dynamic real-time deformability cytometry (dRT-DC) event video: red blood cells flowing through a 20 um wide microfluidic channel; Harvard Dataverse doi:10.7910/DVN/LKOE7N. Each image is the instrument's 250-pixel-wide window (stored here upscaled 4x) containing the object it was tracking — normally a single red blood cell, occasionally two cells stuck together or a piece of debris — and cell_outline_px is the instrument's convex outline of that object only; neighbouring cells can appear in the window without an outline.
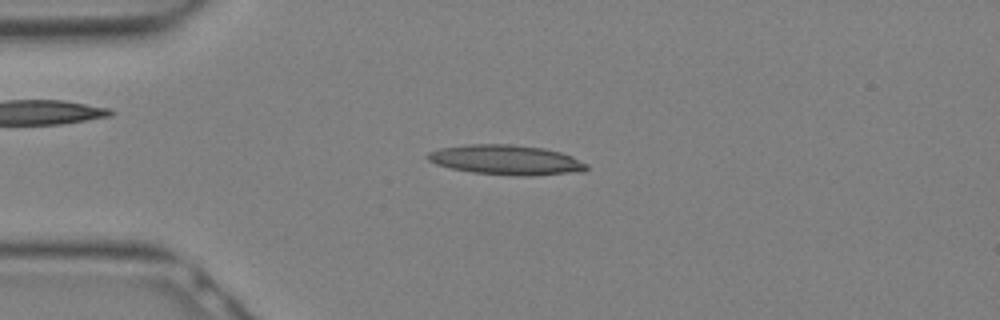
{"species": "Egyptian fruit bat (a non-hibernating species)", "species_latin": "Rousettus aegyptiacus", "temperature_condition": "warm", "stored_images_in_passage": 8, "camera_frame_rate_fps": 3000, "um_per_image_px": 0.085, "animal": {"sex": "female"}, "frame": {"image": 1, "passage_image": 1, "time_ms": 0.0, "image_size_px": [1000, 320], "cell_outline_px": [[588, 168], [584, 172], [532, 176], [524, 176], [472, 172], [452, 168], [436, 164], [428, 160], [424, 156], [428, 152], [440, 148], [464, 144], [512, 144], [544, 148], [560, 152], [572, 156], [588, 164]], "centroid_in_image_um": [43.05, 13.59], "position_along_channel_um": 42.0, "area_um2": 27.86}}
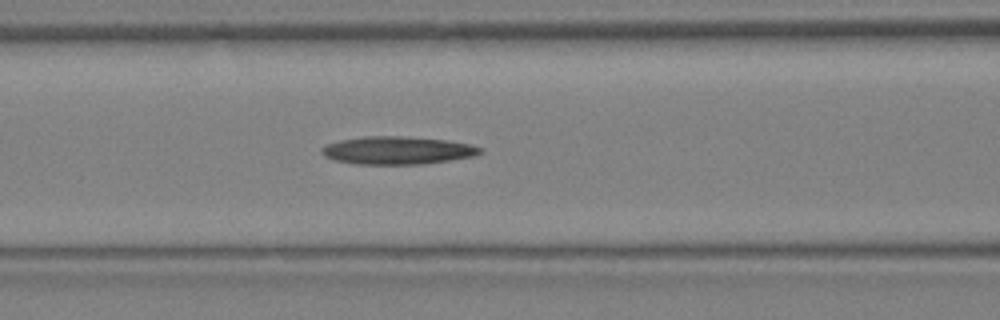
{"frame": {"image": 2, "passage_image": 6, "time_ms": 1.667, "image_size_px": [1000, 320], "cell_outline_px": [[484, 152], [476, 156], [420, 164], [356, 164], [336, 160], [324, 156], [320, 152], [320, 148], [328, 144], [340, 140], [364, 136], [404, 136], [448, 140], [472, 144], [484, 148]], "centroid_in_image_um": [33.83, 12.77], "position_along_channel_um": 132.8, "area_um2": 25.89}}
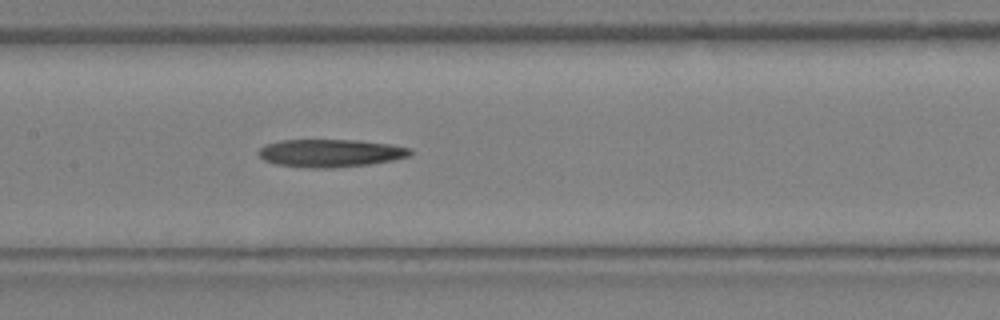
{"frame": {"image": 3, "passage_image": 8, "time_ms": 2.333, "image_size_px": [1000, 320], "cell_outline_px": [[412, 152], [408, 156], [392, 160], [368, 164], [328, 168], [312, 168], [276, 164], [264, 160], [260, 156], [260, 148], [268, 144], [280, 140], [360, 140], [392, 144], [412, 148]], "centroid_in_image_um": [28.13, 13.0], "position_along_channel_um": 179.3, "area_um2": 24.39}}